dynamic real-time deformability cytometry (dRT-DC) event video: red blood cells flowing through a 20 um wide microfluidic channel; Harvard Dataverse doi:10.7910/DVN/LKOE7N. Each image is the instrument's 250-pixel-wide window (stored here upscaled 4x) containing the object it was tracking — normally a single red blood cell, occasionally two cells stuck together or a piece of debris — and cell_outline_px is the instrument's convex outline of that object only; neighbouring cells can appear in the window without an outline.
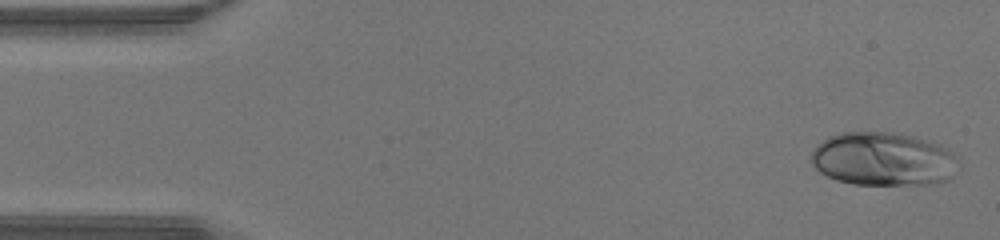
{"species": "human", "species_latin": "Homo sapiens", "temperature_condition": "warm", "stored_images_in_passage": 45, "camera_frame_rate_fps": 3000, "um_per_image_px": 0.085, "donor": {"sex": "male"}, "frame": {"image": 1, "passage_image": 1, "time_ms": 0.0, "image_size_px": [1000, 240], "cell_outline_px": [[960, 164], [948, 180], [940, 184], [852, 184], [836, 180], [820, 172], [812, 164], [812, 148], [816, 144], [828, 136], [840, 132], [892, 132], [912, 136], [936, 144], [960, 156]], "centroid_in_image_um": [75.08, 13.52], "position_along_channel_um": 9.9, "area_um2": 46.3}}
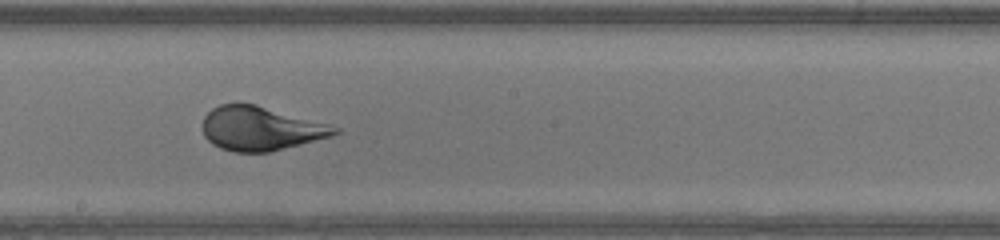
{"frame": {"image": 2, "passage_image": 24, "time_ms": 7.667, "image_size_px": [1000, 240], "cell_outline_px": [[340, 132], [332, 136], [268, 152], [232, 152], [220, 148], [212, 144], [204, 136], [204, 116], [212, 108], [220, 104], [256, 104], [328, 124], [340, 128]], "centroid_in_image_um": [22.14, 10.93], "position_along_channel_um": 226.1, "area_um2": 33.52}}
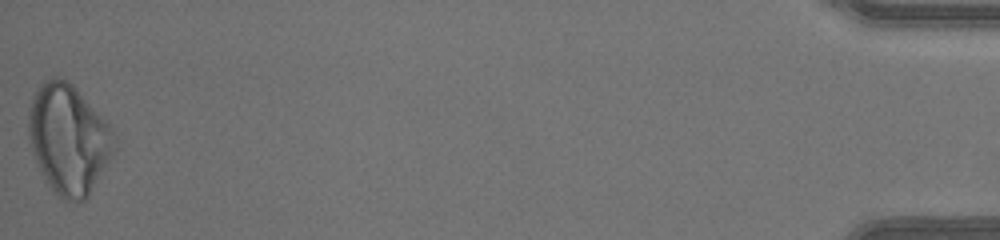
{"frame": {"image": 3, "passage_image": 45, "time_ms": 14.667, "image_size_px": [1000, 240], "cell_outline_px": [[116, 148], [88, 196], [84, 200], [64, 200], [56, 196], [44, 180], [36, 164], [28, 136], [28, 116], [32, 100], [36, 88], [44, 80], [52, 76], [56, 76], [72, 84], [76, 88], [112, 128], [116, 136]], "centroid_in_image_um": [5.81, 11.83], "position_along_channel_um": 429.4, "area_um2": 54.74}, "authors_computed_cell_mechanics": {"area_um2": 39.1884, "velocity_mm_per_s": 4.4309, "shape_relaxation_time_tau1_ms": 2.9777, "shape_relaxation_time_tau2_ms": null, "deformation_change_tau1": 0.1877, "deformation_change_tau2": null}}